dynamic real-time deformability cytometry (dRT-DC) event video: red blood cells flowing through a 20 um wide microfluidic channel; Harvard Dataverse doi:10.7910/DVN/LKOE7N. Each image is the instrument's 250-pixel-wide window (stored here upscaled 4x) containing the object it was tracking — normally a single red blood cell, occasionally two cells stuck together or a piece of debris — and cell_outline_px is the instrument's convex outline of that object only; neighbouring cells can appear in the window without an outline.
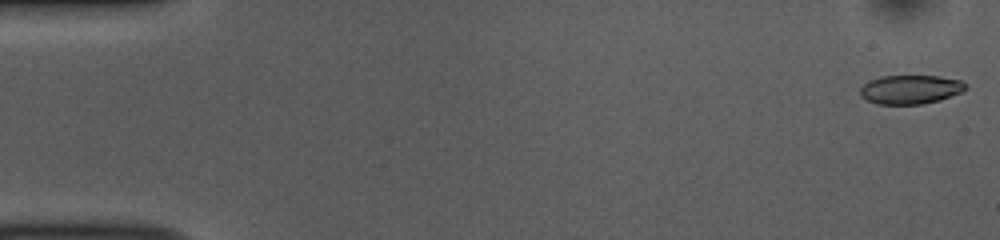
{"species": "common noctule bat (a hibernating species)", "species_latin": "Nyctalus noctula", "temperature_condition": "room temperature", "stored_images_in_passage": 53, "camera_frame_rate_fps": 3000, "um_per_image_px": 0.085, "animal": {"sex": "female", "body_mass_g": 10.0, "forearm_length_mm": 53.1}, "frame": {"image": 1, "passage_image": 1, "time_ms": 0.0, "image_size_px": [1000, 240], "cell_outline_px": [[968, 88], [964, 92], [940, 100], [924, 104], [876, 104], [860, 96], [860, 88], [864, 84], [880, 76], [940, 76], [960, 80]], "centroid_in_image_um": [77.41, 7.61], "position_along_channel_um": 7.6, "area_um2": 17.86}}
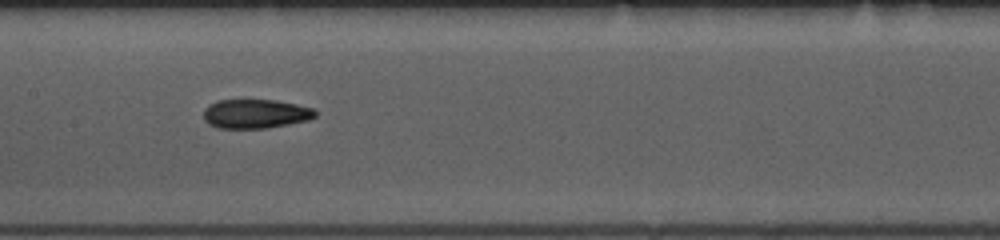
{"frame": {"image": 2, "passage_image": 26, "time_ms": 8.333, "image_size_px": [1000, 240], "cell_outline_px": [[316, 116], [308, 120], [268, 128], [216, 128], [208, 124], [204, 120], [204, 108], [208, 104], [216, 100], [276, 100], [316, 108]], "centroid_in_image_um": [21.7, 9.67], "position_along_channel_um": 185.7, "area_um2": 19.19}}
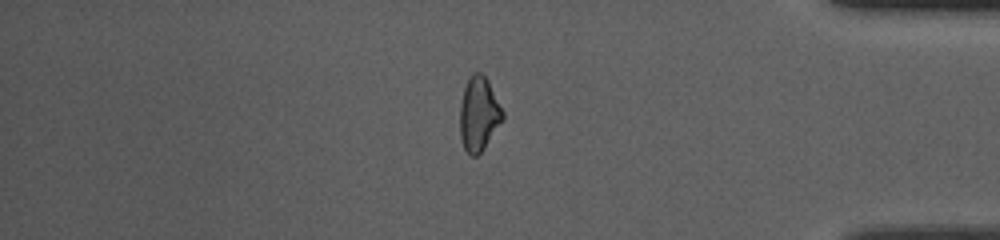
{"frame": {"image": 3, "passage_image": 45, "time_ms": 14.667, "image_size_px": [1000, 240], "cell_outline_px": [[504, 116], [484, 148], [476, 156], [472, 156], [464, 148], [460, 140], [460, 104], [464, 88], [472, 72], [480, 72], [488, 80], [504, 112]], "centroid_in_image_um": [40.68, 9.67], "position_along_channel_um": 394.5, "area_um2": 18.26}, "authors_computed_cell_mechanics": {"area_um2": 18.8428, "velocity_mm_per_s": 3.7493, "shape_relaxation_time_tau1_ms": 6.8172, "shape_relaxation_time_tau2_ms": 3.4679, "deformation_change_tau1": 0.1793, "deformation_change_tau2": 0.1092}}